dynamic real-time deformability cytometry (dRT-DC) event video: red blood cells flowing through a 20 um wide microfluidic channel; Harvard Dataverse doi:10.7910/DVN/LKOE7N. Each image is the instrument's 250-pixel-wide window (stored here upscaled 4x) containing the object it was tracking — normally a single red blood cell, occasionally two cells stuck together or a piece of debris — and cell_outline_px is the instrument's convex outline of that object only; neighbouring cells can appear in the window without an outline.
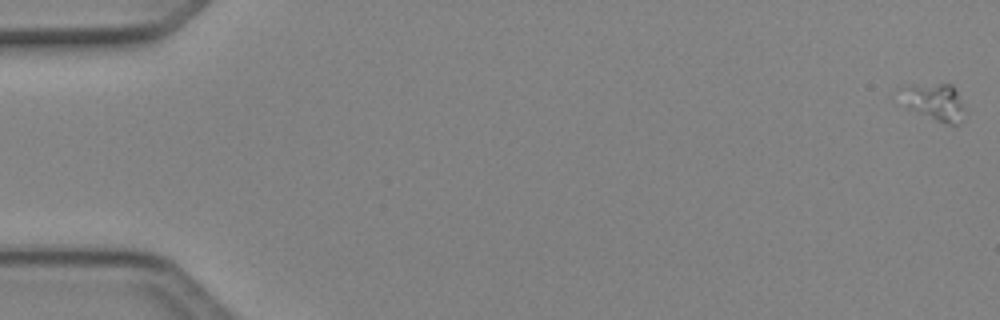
{"species": "Egyptian fruit bat (a non-hibernating species)", "species_latin": "Rousettus aegyptiacus", "temperature_condition": "cold", "stored_images_in_passage": 51, "camera_frame_rate_fps": 3000, "um_per_image_px": 0.085, "animal": {"sex": "female"}, "frame": {"image": 1, "passage_image": 1, "time_ms": 0.0, "image_size_px": [1000, 320], "cell_outline_px": [[964, 108], [960, 124], [948, 124], [936, 120], [908, 108], [908, 84], [952, 84]], "centroid_in_image_um": [79.57, 8.68], "position_along_channel_um": 5.4, "area_um2": 12.72}}
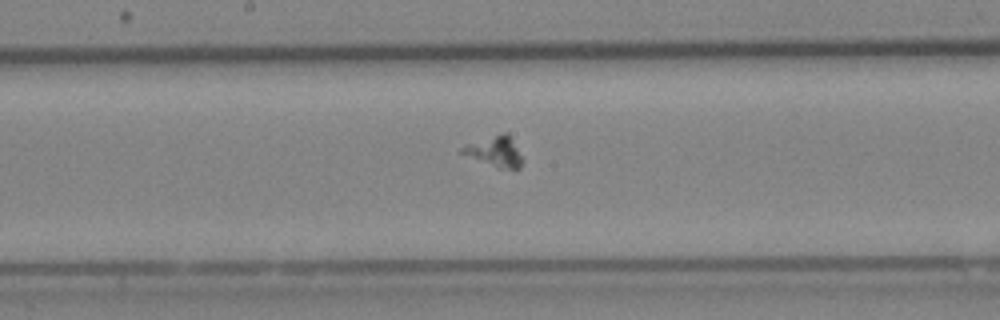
{"frame": {"image": 2, "passage_image": 28, "time_ms": 9.0, "image_size_px": [1000, 320], "cell_outline_px": [[524, 160], [520, 168], [500, 168], [456, 152], [464, 144], [500, 132], [504, 132], [508, 136]], "centroid_in_image_um": [41.99, 12.86], "position_along_channel_um": 206.2, "area_um2": 10.64}}
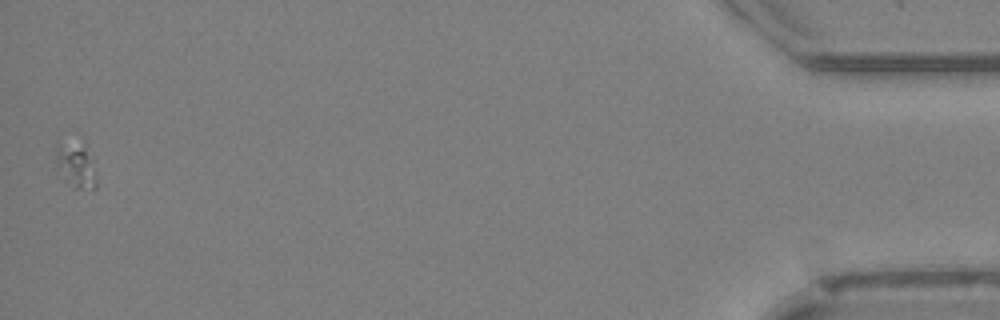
{"frame": {"image": 3, "passage_image": 51, "time_ms": 16.667, "image_size_px": [1000, 320], "cell_outline_px": [[96, 188], [76, 188], [56, 176], [56, 140], [84, 136], [96, 172]], "centroid_in_image_um": [6.4, 13.86], "position_along_channel_um": 428.8, "area_um2": 12.2}}